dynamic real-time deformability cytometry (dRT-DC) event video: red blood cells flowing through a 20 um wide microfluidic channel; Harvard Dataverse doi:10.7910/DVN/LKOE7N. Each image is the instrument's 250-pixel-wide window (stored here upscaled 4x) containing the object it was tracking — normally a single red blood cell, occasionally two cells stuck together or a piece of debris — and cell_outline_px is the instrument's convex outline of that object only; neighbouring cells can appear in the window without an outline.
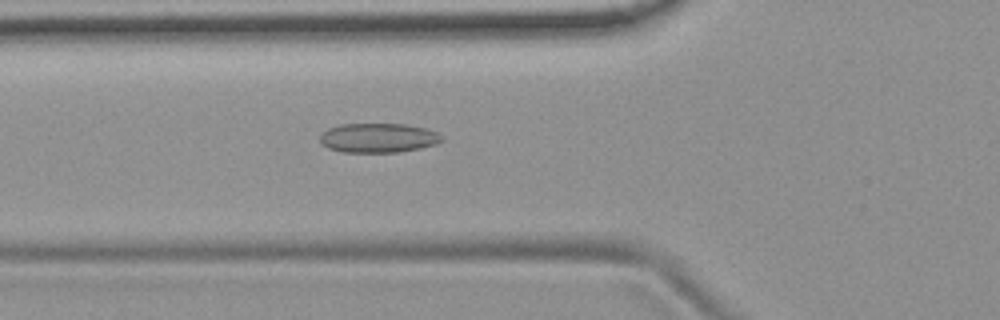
{"species": "common noctule bat (a hibernating species)", "species_latin": "Nyctalus noctula", "temperature_condition": "room temperature", "stored_images_in_passage": 49, "camera_frame_rate_fps": 3000, "um_per_image_px": 0.085, "animal": {"sex": "female", "body_mass_g": 19.9}, "frame": {"image": 1, "passage_image": 14, "time_ms": 4.333, "image_size_px": [1000, 320], "cell_outline_px": [[444, 140], [436, 144], [420, 148], [400, 152], [344, 152], [328, 148], [320, 144], [320, 136], [328, 128], [340, 124], [404, 124], [424, 128], [436, 132], [444, 136]], "centroid_in_image_um": [32.16, 11.72], "position_along_channel_um": 93.6, "area_um2": 20.92}}
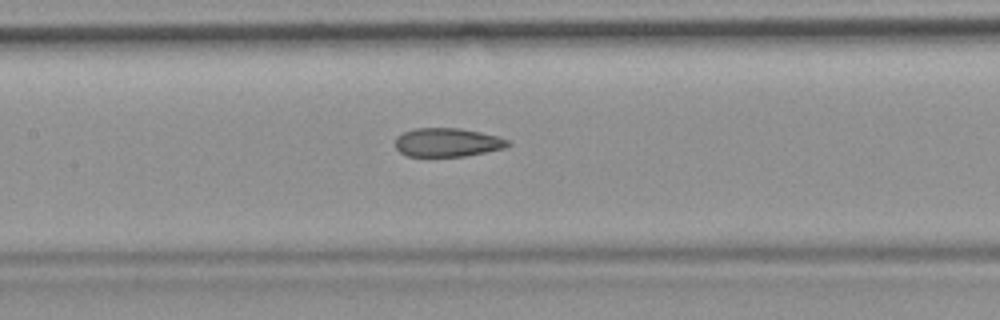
{"frame": {"image": 2, "passage_image": 20, "time_ms": 6.333, "image_size_px": [1000, 320], "cell_outline_px": [[512, 144], [504, 148], [464, 156], [408, 156], [400, 152], [396, 148], [396, 136], [404, 132], [416, 128], [460, 128], [480, 132], [496, 136], [508, 140]], "centroid_in_image_um": [38.02, 12.1], "position_along_channel_um": 169.4, "area_um2": 18.67}}
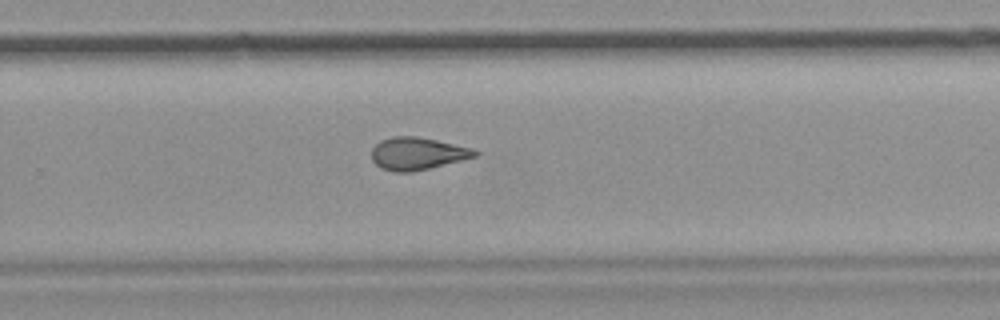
{"frame": {"image": 3, "passage_image": 30, "time_ms": 9.667, "image_size_px": [1000, 320], "cell_outline_px": [[480, 152], [476, 156], [412, 172], [396, 172], [380, 168], [372, 160], [372, 148], [380, 140], [392, 136], [416, 136], [436, 140], [472, 148]], "centroid_in_image_um": [35.44, 13.04], "position_along_channel_um": 294.4, "area_um2": 19.36}, "authors_computed_cell_mechanics": {"area_um2": 19.8832, "velocity_mm_per_s": 3.7629, "shape_relaxation_time_tau1_ms": null, "shape_relaxation_time_tau2_ms": 2.3454, "deformation_change_tau1": null, "deformation_change_tau2": 0.0978}}